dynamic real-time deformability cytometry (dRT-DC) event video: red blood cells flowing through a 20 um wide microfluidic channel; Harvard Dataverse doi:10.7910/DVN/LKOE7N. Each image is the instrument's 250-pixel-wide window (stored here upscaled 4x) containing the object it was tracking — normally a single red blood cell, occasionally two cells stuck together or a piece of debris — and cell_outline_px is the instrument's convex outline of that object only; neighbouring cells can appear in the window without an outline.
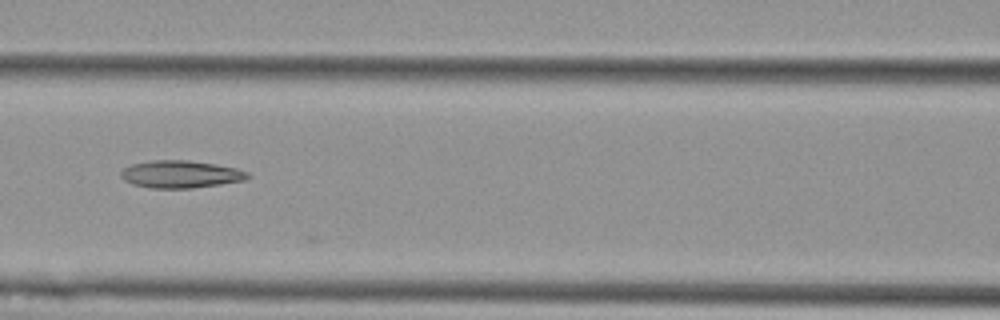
{"species": "Egyptian fruit bat (a non-hibernating species)", "species_latin": "Rousettus aegyptiacus", "temperature_condition": "cold", "stored_images_in_passage": 10, "camera_frame_rate_fps": 3000, "um_per_image_px": 0.085, "animal": {"sex": "female"}, "frame": {"image": 1, "passage_image": 7, "time_ms": 2.0, "image_size_px": [1000, 320], "cell_outline_px": [[252, 176], [244, 180], [220, 184], [192, 188], [148, 188], [132, 184], [124, 180], [120, 176], [120, 172], [124, 168], [132, 164], [152, 160], [188, 160], [216, 164], [236, 168], [248, 172]], "centroid_in_image_um": [15.34, 14.81], "position_along_channel_um": 151.3, "area_um2": 20.35}}